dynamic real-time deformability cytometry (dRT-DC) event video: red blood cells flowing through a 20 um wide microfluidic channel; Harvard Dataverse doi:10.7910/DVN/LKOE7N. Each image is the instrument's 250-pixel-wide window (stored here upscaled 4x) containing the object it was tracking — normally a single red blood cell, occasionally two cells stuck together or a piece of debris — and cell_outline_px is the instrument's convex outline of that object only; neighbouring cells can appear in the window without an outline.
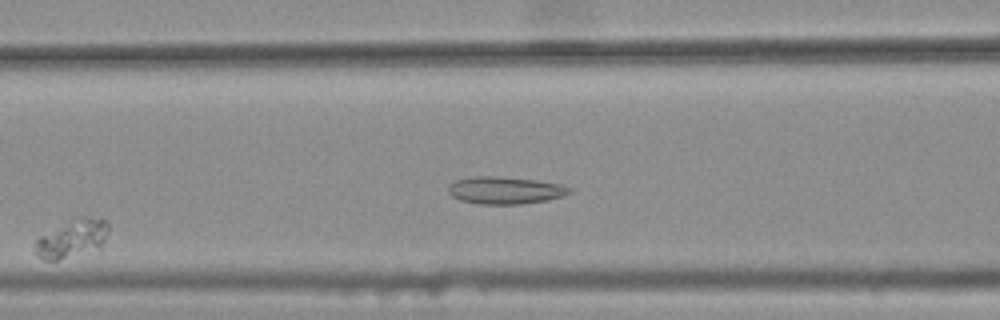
{"species": "common noctule bat (a hibernating species)", "species_latin": "Nyctalus noctula", "temperature_condition": "warm", "stored_images_in_passage": 29, "camera_frame_rate_fps": 3000, "um_per_image_px": 0.085, "animal": {"sex": "female", "body_mass_g": 25.1}, "frame": {"image": 1, "passage_image": 6, "time_ms": 1.667, "image_size_px": [1000, 320], "cell_outline_px": [[108, 232], [100, 248], [56, 260], [44, 260], [36, 252], [36, 240], [40, 236], [76, 216], [84, 216], [108, 220]], "centroid_in_image_um": [6.17, 20.24], "position_along_channel_um": 160.4, "area_um2": 16.01}}
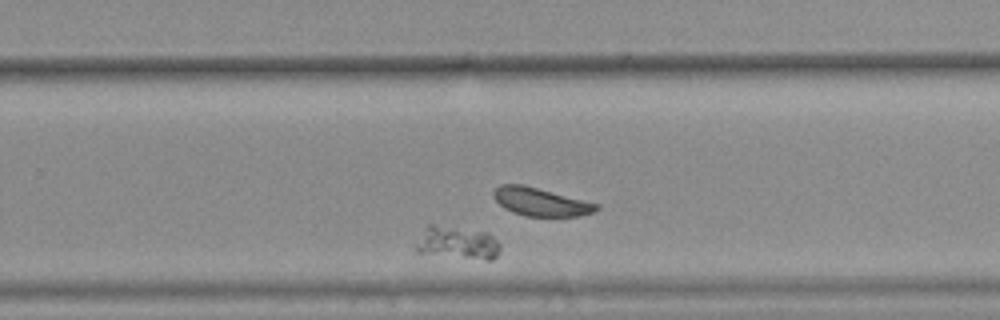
{"frame": {"image": 2, "passage_image": 19, "time_ms": 6.0, "image_size_px": [1000, 320], "cell_outline_px": [[500, 252], [492, 260], [488, 260], [420, 252], [416, 248], [416, 244], [424, 228], [428, 224], [432, 224], [488, 232], [500, 244]], "centroid_in_image_um": [38.92, 20.62], "position_along_channel_um": 290.9, "area_um2": 15.78}}
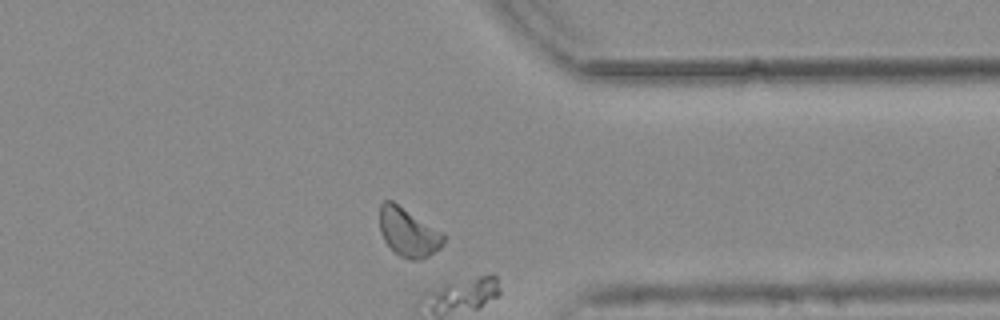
{"frame": {"image": 3, "passage_image": 27, "time_ms": 8.667, "image_size_px": [1000, 320], "cell_outline_px": [[448, 236], [440, 248], [428, 256], [420, 260], [412, 260], [400, 256], [392, 252], [384, 240], [380, 232], [380, 204], [384, 200], [392, 200], [444, 232]], "centroid_in_image_um": [34.73, 19.75], "position_along_channel_um": 376.7, "area_um2": 18.55}}